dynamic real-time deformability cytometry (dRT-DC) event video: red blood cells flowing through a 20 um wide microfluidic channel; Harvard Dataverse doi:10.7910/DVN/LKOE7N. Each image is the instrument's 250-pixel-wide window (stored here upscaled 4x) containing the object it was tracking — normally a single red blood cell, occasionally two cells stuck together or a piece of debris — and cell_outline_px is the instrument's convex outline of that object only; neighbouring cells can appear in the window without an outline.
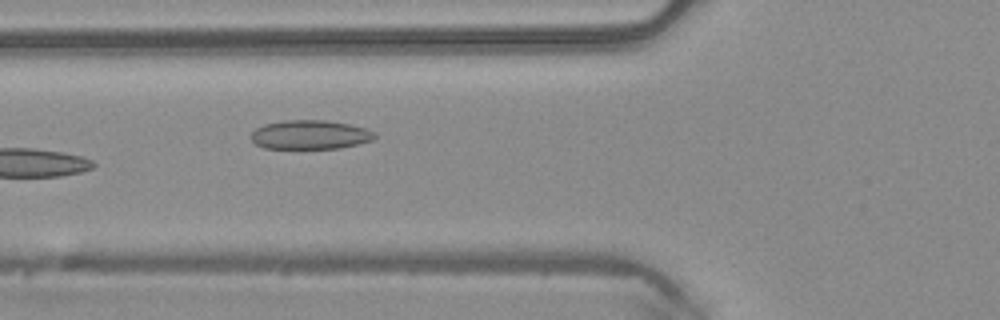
{"species": "common noctule bat (a hibernating species)", "species_latin": "Nyctalus noctula", "temperature_condition": "warm", "stored_images_in_passage": 6, "camera_frame_rate_fps": 3000, "um_per_image_px": 0.085, "animal": {"sex": "male", "body_mass_g": 20.4}, "frame": {"image": 1, "passage_image": 6, "time_ms": 1.667, "image_size_px": [1000, 320], "cell_outline_px": [[376, 136], [372, 140], [340, 148], [264, 148], [256, 144], [252, 140], [252, 132], [256, 128], [264, 124], [284, 120], [324, 120], [348, 124], [364, 128], [376, 132]], "centroid_in_image_um": [26.35, 11.44], "position_along_channel_um": 99.5, "area_um2": 20.75}}